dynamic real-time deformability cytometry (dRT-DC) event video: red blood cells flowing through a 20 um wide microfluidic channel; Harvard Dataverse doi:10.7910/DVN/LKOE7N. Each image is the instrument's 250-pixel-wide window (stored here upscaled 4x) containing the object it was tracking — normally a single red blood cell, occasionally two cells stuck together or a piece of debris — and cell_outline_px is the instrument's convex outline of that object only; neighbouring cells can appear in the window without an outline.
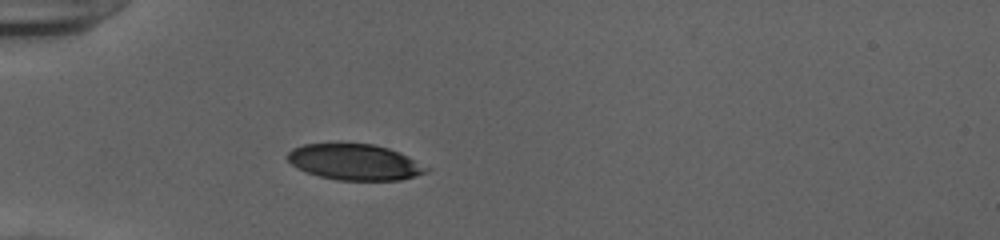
{"species": "human", "species_latin": "Homo sapiens", "temperature_condition": "cold", "stored_images_in_passage": 37, "camera_frame_rate_fps": 3000, "um_per_image_px": 0.085, "donor": {"sex": "female"}, "frame": {"image": 1, "passage_image": 1, "time_ms": 0.0, "image_size_px": [1000, 240], "cell_outline_px": [[428, 172], [400, 180], [336, 180], [320, 176], [296, 168], [288, 160], [288, 152], [292, 148], [304, 144], [372, 144], [388, 148], [400, 152], [408, 156], [428, 168]], "centroid_in_image_um": [30.15, 13.78], "position_along_channel_um": 54.9, "area_um2": 28.78}}
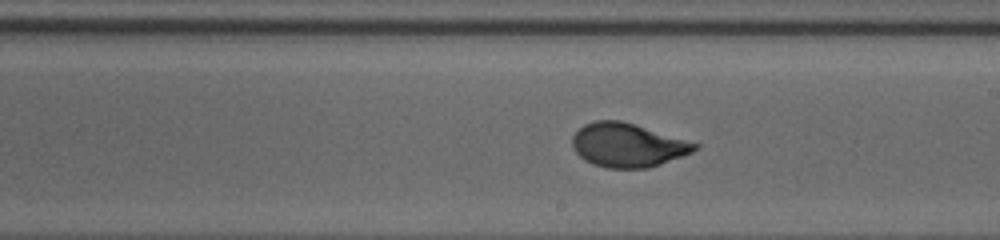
{"frame": {"image": 2, "passage_image": 16, "time_ms": 5.0, "image_size_px": [1000, 240], "cell_outline_px": [[700, 148], [692, 152], [660, 164], [648, 168], [608, 168], [592, 164], [584, 160], [572, 148], [572, 136], [584, 124], [596, 120], [620, 120], [700, 144]], "centroid_in_image_um": [53.33, 12.34], "position_along_channel_um": 235.7, "area_um2": 31.1}}
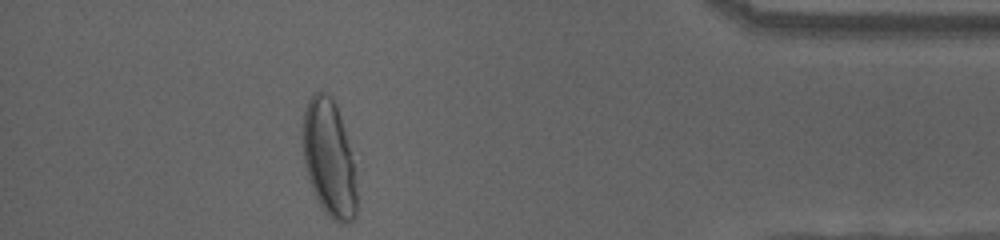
{"frame": {"image": 3, "passage_image": 32, "time_ms": 10.333, "image_size_px": [1000, 240], "cell_outline_px": [[356, 216], [352, 220], [336, 220], [328, 216], [324, 212], [312, 188], [308, 176], [304, 160], [300, 136], [304, 112], [308, 100], [316, 92], [328, 92], [332, 96], [336, 104], [344, 132], [352, 164], [356, 188]], "centroid_in_image_um": [27.91, 13.41], "position_along_channel_um": 407.3, "area_um2": 36.01}, "authors_computed_cell_mechanics": {"area_um2": 31.3854, "velocity_mm_per_s": 3.9136, "shape_relaxation_time_tau1_ms": 3.6963, "shape_relaxation_time_tau2_ms": null, "deformation_change_tau1": 0.1891, "deformation_change_tau2": null}}